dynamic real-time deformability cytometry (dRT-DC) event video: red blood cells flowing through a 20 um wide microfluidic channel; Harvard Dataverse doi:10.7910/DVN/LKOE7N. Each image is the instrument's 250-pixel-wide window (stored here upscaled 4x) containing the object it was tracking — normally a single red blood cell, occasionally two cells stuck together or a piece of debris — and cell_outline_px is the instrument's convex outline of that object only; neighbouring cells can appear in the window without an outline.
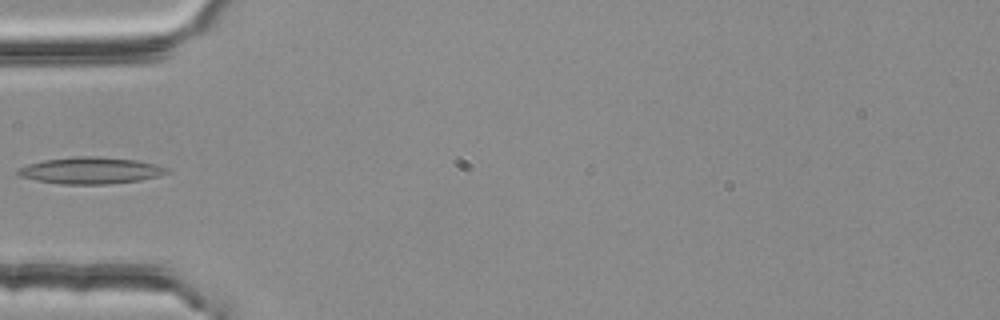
{"species": "common noctule bat (a hibernating species)", "species_latin": "Nyctalus noctula", "temperature_condition": "room temperature", "stored_images_in_passage": 1, "camera_frame_rate_fps": 3000, "um_per_image_px": 0.085, "animal": {"sex": "female", "body_mass_g": 25.1}, "frame": {"image": 1, "passage_image": 1, "time_ms": 0.0, "image_size_px": [1000, 320], "cell_outline_px": [[168, 172], [160, 176], [140, 180], [108, 184], [60, 184], [36, 180], [16, 176], [16, 168], [28, 164], [44, 160], [76, 156], [96, 156], [136, 160], [156, 164], [168, 168]], "centroid_in_image_um": [7.66, 14.49], "position_along_channel_um": 77.3, "area_um2": 23.29}}